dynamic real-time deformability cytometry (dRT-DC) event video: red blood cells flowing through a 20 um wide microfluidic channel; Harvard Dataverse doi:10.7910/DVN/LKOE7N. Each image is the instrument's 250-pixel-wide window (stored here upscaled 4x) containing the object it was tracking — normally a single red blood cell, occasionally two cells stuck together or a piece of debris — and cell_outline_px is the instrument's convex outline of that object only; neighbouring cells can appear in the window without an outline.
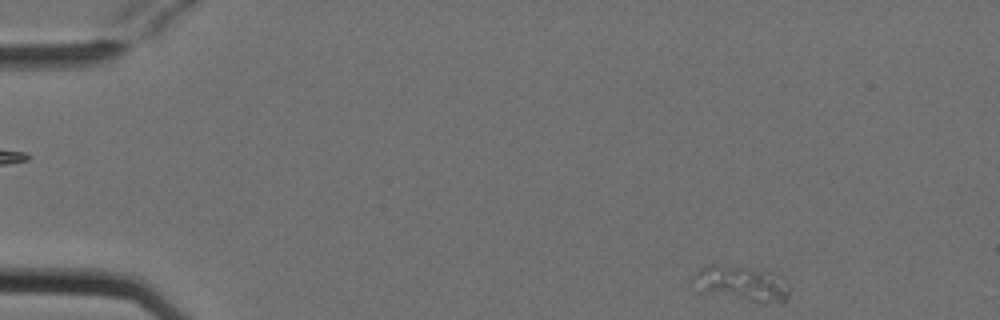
{"species": "Egyptian fruit bat (a non-hibernating species)", "species_latin": "Rousettus aegyptiacus", "temperature_condition": "cold", "stored_images_in_passage": 5, "camera_frame_rate_fps": 3000, "um_per_image_px": 0.085, "animal": {"sex": "female"}, "frame": {"image": 1, "passage_image": 5, "time_ms": 1.333, "image_size_px": [1000, 320], "cell_outline_px": [[788, 296], [780, 304], [756, 304], [696, 292], [692, 276], [700, 268], [708, 264], [716, 264], [748, 268], [772, 272], [788, 284]], "centroid_in_image_um": [62.97, 24.16], "position_along_channel_um": 22.0, "area_um2": 20.63}}